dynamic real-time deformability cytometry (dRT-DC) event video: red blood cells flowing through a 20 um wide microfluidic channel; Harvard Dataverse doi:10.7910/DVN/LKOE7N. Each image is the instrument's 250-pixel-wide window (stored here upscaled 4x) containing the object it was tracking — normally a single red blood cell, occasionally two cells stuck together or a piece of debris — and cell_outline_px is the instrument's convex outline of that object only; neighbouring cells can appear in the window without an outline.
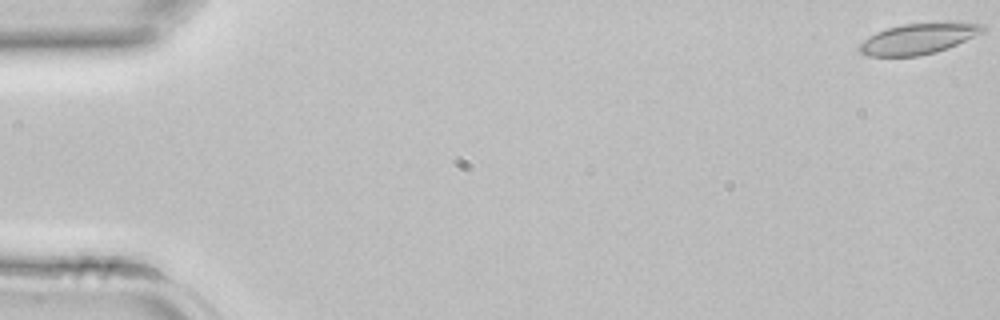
{"species": "common noctule bat (a hibernating species)", "species_latin": "Nyctalus noctula", "temperature_condition": "room temperature", "stored_images_in_passage": 11, "camera_frame_rate_fps": 3000, "um_per_image_px": 0.085, "animal": {"sex": "female", "body_mass_g": 22.7, "forearm_length_mm": 54.2}, "frame": {"image": 1, "passage_image": 1, "time_ms": 0.0, "image_size_px": [1000, 320], "cell_outline_px": [[984, 32], [948, 48], [936, 52], [920, 56], [868, 56], [860, 52], [856, 48], [868, 36], [876, 32], [888, 28], [904, 24], [948, 20], [984, 24]], "centroid_in_image_um": [78.1, 3.26], "position_along_channel_um": 6.9, "area_um2": 22.66}}